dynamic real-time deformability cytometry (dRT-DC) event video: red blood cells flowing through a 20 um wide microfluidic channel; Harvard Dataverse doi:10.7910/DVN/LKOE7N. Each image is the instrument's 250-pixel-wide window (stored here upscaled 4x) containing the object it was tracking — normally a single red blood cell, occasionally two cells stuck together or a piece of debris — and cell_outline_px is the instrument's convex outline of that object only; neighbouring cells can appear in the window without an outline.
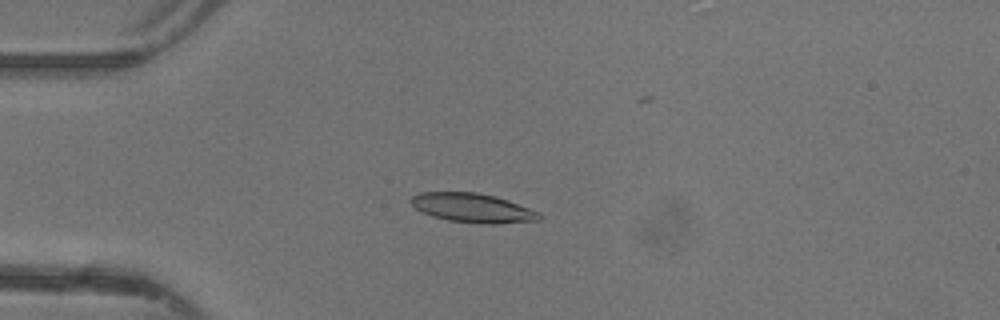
{"species": "common noctule bat (a hibernating species)", "species_latin": "Nyctalus noctula", "temperature_condition": "warm", "stored_images_in_passage": 38, "camera_frame_rate_fps": 3000, "um_per_image_px": 0.085, "animal": {"sex": "female"}, "frame": {"image": 1, "passage_image": 3, "time_ms": 0.667, "image_size_px": [1000, 320], "cell_outline_px": [[540, 220], [496, 224], [480, 224], [448, 220], [432, 216], [420, 212], [408, 200], [412, 196], [420, 192], [476, 192], [496, 196], [508, 200], [540, 212]], "centroid_in_image_um": [40.15, 17.67], "position_along_channel_um": 44.8, "area_um2": 21.96}}
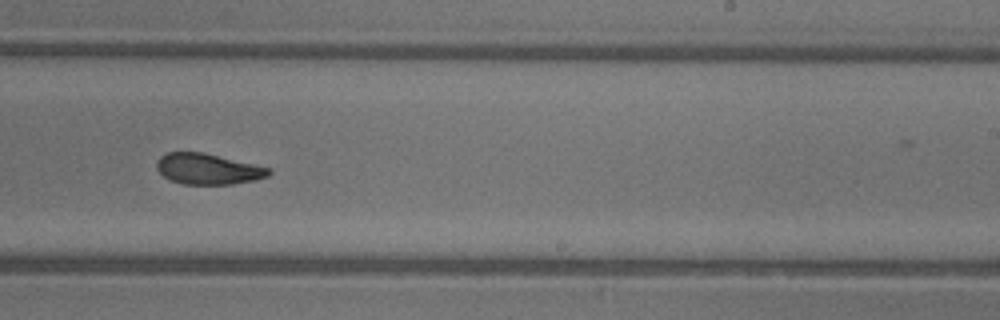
{"frame": {"image": 2, "passage_image": 20, "time_ms": 6.333, "image_size_px": [1000, 320], "cell_outline_px": [[272, 172], [268, 176], [256, 180], [232, 184], [184, 184], [168, 180], [156, 168], [156, 160], [160, 156], [168, 152], [204, 152], [272, 168]], "centroid_in_image_um": [17.68, 14.36], "position_along_channel_um": 271.3, "area_um2": 20.35}}
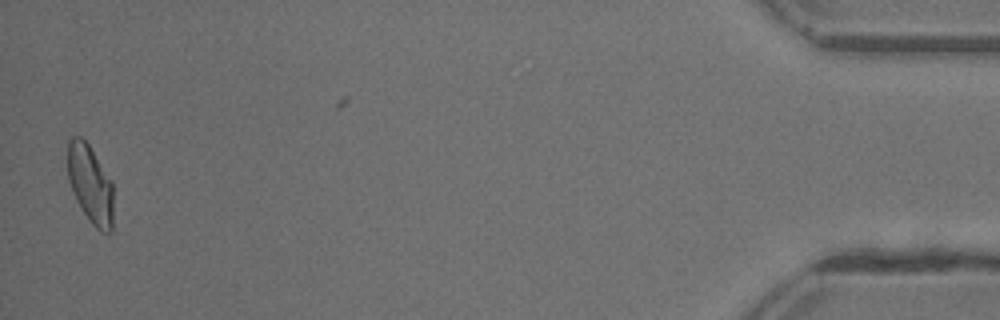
{"frame": {"image": 3, "passage_image": 37, "time_ms": 12.0, "image_size_px": [1000, 320], "cell_outline_px": [[112, 232], [100, 232], [88, 220], [76, 200], [72, 192], [68, 180], [68, 140], [72, 136], [80, 136], [88, 144], [112, 180]], "centroid_in_image_um": [7.67, 15.66], "position_along_channel_um": 427.5, "area_um2": 20.92}, "authors_computed_cell_mechanics": {"area_um2": 21.0103, "velocity_mm_per_s": 4.4012, "shape_relaxation_time_tau1_ms": 7.7732, "shape_relaxation_time_tau2_ms": 2.5647, "deformation_change_tau1": 0.2139, "deformation_change_tau2": 0.0951}}